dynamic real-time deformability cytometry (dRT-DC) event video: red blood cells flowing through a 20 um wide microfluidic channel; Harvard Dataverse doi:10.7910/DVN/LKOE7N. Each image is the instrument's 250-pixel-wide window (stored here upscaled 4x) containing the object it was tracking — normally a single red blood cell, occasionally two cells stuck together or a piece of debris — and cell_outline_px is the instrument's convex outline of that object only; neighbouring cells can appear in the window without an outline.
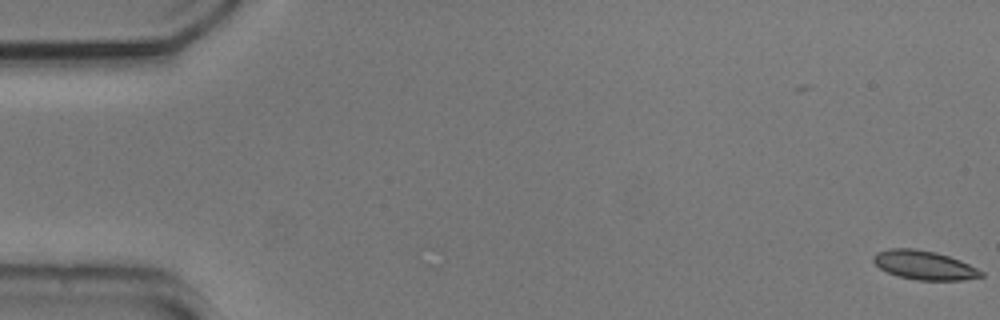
{"species": "common noctule bat (a hibernating species)", "species_latin": "Nyctalus noctula", "temperature_condition": "cold", "stored_images_in_passage": 2, "camera_frame_rate_fps": 3000, "um_per_image_px": 0.085, "animal": {"sex": "male", "body_mass_g": 20.5, "forearm_length_mm": 52.5}, "frame": {"image": 1, "passage_image": 2, "time_ms": 0.333, "image_size_px": [1000, 320], "cell_outline_px": [[984, 276], [964, 280], [916, 280], [900, 276], [888, 272], [880, 268], [872, 260], [872, 256], [876, 252], [888, 248], [912, 248], [936, 252], [960, 260], [984, 272]], "centroid_in_image_um": [78.55, 22.53], "position_along_channel_um": 6.5, "area_um2": 18.15}}